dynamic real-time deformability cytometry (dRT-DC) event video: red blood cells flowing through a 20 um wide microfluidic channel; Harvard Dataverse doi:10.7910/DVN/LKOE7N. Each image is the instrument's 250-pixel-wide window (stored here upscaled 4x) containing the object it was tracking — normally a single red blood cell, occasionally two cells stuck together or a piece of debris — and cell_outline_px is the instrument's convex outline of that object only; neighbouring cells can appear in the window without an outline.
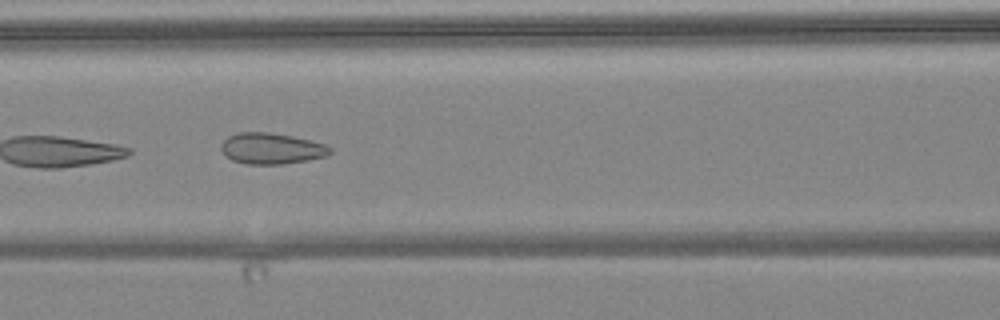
{"species": "common noctule bat (a hibernating species)", "species_latin": "Nyctalus noctula", "temperature_condition": "warm", "stored_images_in_passage": 6, "camera_frame_rate_fps": 3000, "um_per_image_px": 0.085, "animal": {"sex": "female", "body_mass_g": 24.6, "forearm_length_mm": 56.2}, "frame": {"image": 1, "passage_image": 4, "time_ms": 4.333, "image_size_px": [1000, 320], "cell_outline_px": [[332, 152], [328, 156], [308, 160], [284, 164], [244, 164], [232, 160], [224, 156], [220, 148], [220, 144], [228, 136], [240, 132], [268, 132], [292, 136], [324, 144], [332, 148]], "centroid_in_image_um": [23.05, 12.63], "position_along_channel_um": 143.6, "area_um2": 19.88}}
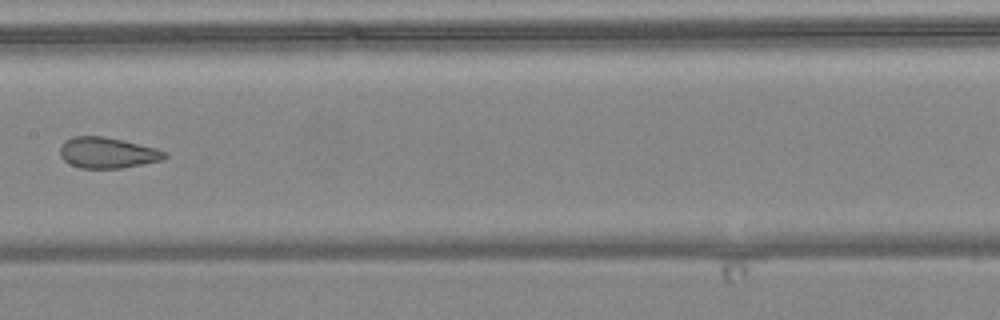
{"frame": {"image": 2, "passage_image": 5, "time_ms": 5.667, "image_size_px": [1000, 320], "cell_outline_px": [[168, 156], [164, 160], [120, 168], [80, 168], [64, 160], [60, 156], [60, 148], [64, 140], [72, 136], [104, 136], [156, 148], [168, 152]], "centroid_in_image_um": [9.14, 12.98], "position_along_channel_um": 198.3, "area_um2": 18.84}}
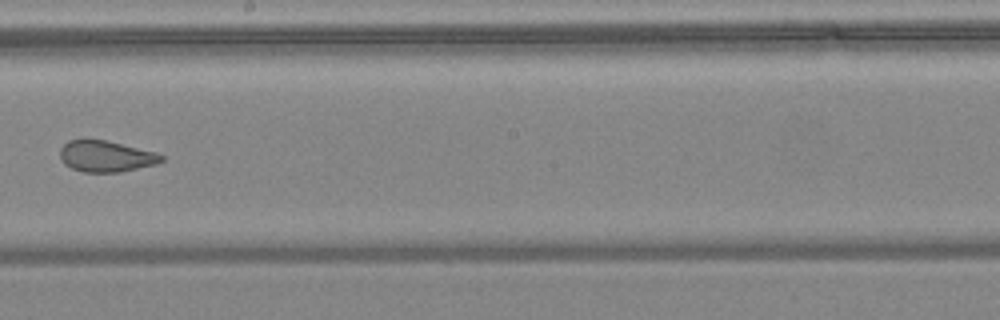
{"frame": {"image": 3, "passage_image": 6, "time_ms": 6.667, "image_size_px": [1000, 320], "cell_outline_px": [[164, 160], [156, 164], [120, 172], [84, 172], [72, 168], [64, 164], [60, 160], [60, 148], [68, 140], [104, 140], [156, 152], [164, 156]], "centroid_in_image_um": [9.0, 13.29], "position_along_channel_um": 239.2, "area_um2": 18.32}}